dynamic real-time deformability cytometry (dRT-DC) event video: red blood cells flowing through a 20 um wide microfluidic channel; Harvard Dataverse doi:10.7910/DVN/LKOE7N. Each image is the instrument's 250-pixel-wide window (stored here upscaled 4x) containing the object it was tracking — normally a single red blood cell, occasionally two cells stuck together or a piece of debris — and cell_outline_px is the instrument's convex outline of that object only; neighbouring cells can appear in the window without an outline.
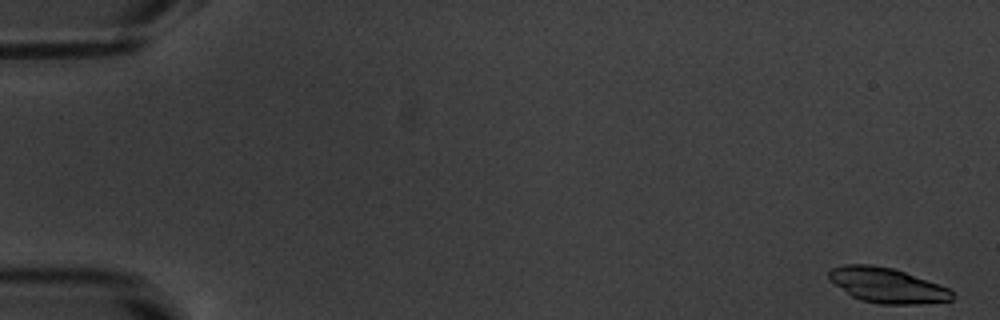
{"species": "common noctule bat (a hibernating species)", "species_latin": "Nyctalus noctula", "temperature_condition": "warm", "stored_images_in_passage": 18, "camera_frame_rate_fps": 3000, "um_per_image_px": 0.085, "animal": {"sex": "male", "body_mass_g": 20.1, "forearm_length_mm": 53.5}, "frame": {"image": 1, "passage_image": 1, "time_ms": 0.0, "image_size_px": [1000, 320], "cell_outline_px": [[956, 296], [952, 300], [920, 304], [880, 304], [860, 300], [852, 296], [828, 280], [828, 272], [832, 268], [844, 264], [872, 264], [892, 268], [904, 272], [948, 288]], "centroid_in_image_um": [75.37, 24.25], "position_along_channel_um": 9.6, "area_um2": 25.09}}
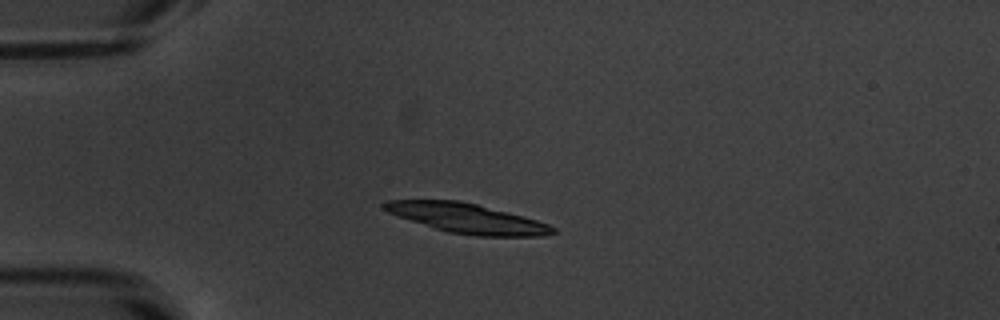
{"frame": {"image": 2, "passage_image": 14, "time_ms": 4.333, "image_size_px": [1000, 320], "cell_outline_px": [[556, 232], [544, 236], [476, 236], [448, 232], [388, 212], [380, 208], [380, 204], [384, 200], [460, 200], [524, 216], [548, 224], [556, 228]], "centroid_in_image_um": [39.71, 18.55], "position_along_channel_um": 45.3, "area_um2": 28.9}}